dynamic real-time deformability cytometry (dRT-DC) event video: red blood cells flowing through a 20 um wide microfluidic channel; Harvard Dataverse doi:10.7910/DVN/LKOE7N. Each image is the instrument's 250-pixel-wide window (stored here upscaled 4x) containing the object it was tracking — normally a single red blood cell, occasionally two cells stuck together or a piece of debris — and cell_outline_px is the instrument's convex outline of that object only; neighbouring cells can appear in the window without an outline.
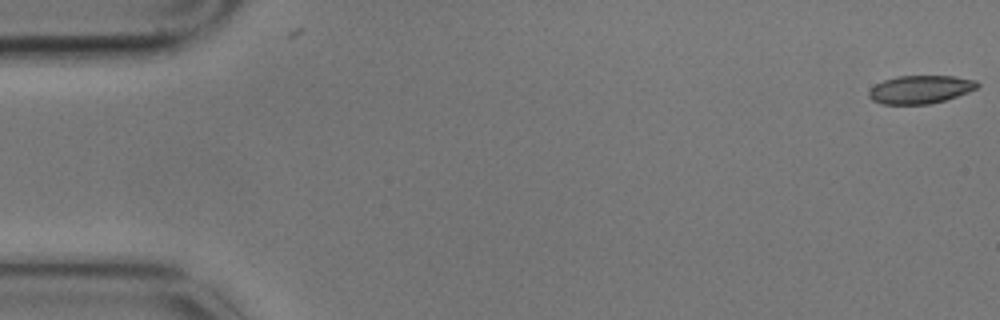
{"species": "common noctule bat (a hibernating species)", "species_latin": "Nyctalus noctula", "temperature_condition": "cold", "stored_images_in_passage": 15, "camera_frame_rate_fps": 3000, "um_per_image_px": 0.085, "animal": {"sex": "male", "body_mass_g": 17.9}, "frame": {"image": 1, "passage_image": 1, "time_ms": 0.0, "image_size_px": [1000, 320], "cell_outline_px": [[980, 84], [976, 88], [968, 92], [944, 100], [928, 104], [880, 104], [872, 100], [868, 96], [868, 92], [876, 84], [884, 80], [896, 76], [956, 76], [976, 80]], "centroid_in_image_um": [78.22, 7.6], "position_along_channel_um": 6.8, "area_um2": 17.74}}
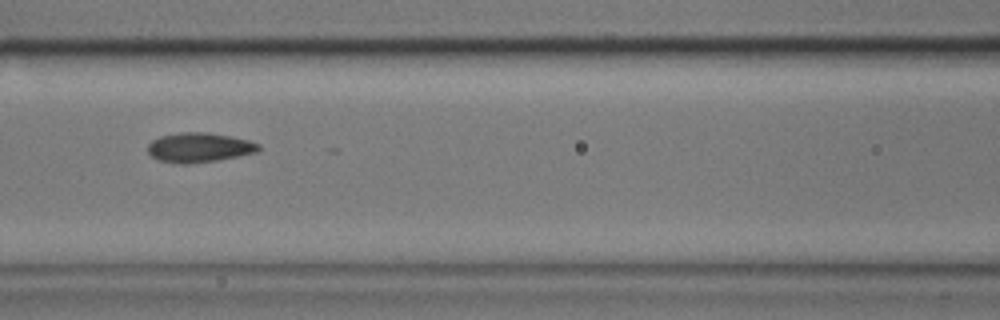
{"frame": {"image": 2, "passage_image": 7, "time_ms": 2.0, "image_size_px": [1000, 320], "cell_outline_px": [[260, 152], [216, 160], [188, 164], [180, 164], [156, 160], [148, 152], [148, 144], [152, 140], [160, 136], [180, 132], [208, 132], [232, 136], [248, 140], [260, 144]], "centroid_in_image_um": [16.94, 12.53], "position_along_channel_um": 149.7, "area_um2": 19.31}}
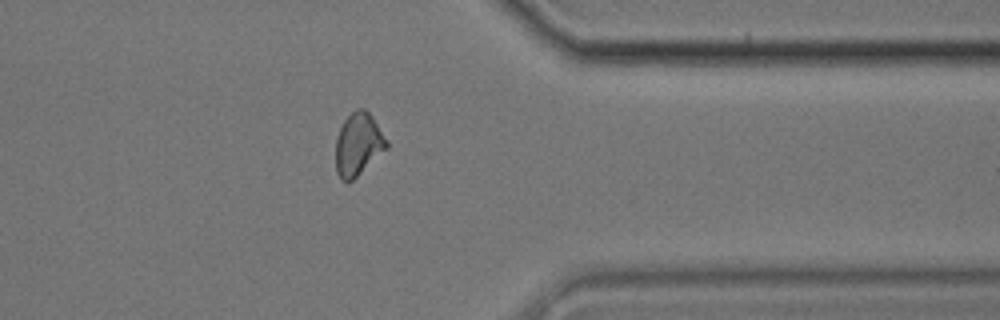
{"frame": {"image": 3, "passage_image": 13, "time_ms": 4.0, "image_size_px": [1000, 320], "cell_outline_px": [[388, 148], [348, 184], [340, 180], [336, 172], [336, 136], [344, 120], [356, 108], [364, 108], [372, 116], [388, 140]], "centroid_in_image_um": [30.45, 12.28], "position_along_channel_um": 381.0, "area_um2": 18.79}}